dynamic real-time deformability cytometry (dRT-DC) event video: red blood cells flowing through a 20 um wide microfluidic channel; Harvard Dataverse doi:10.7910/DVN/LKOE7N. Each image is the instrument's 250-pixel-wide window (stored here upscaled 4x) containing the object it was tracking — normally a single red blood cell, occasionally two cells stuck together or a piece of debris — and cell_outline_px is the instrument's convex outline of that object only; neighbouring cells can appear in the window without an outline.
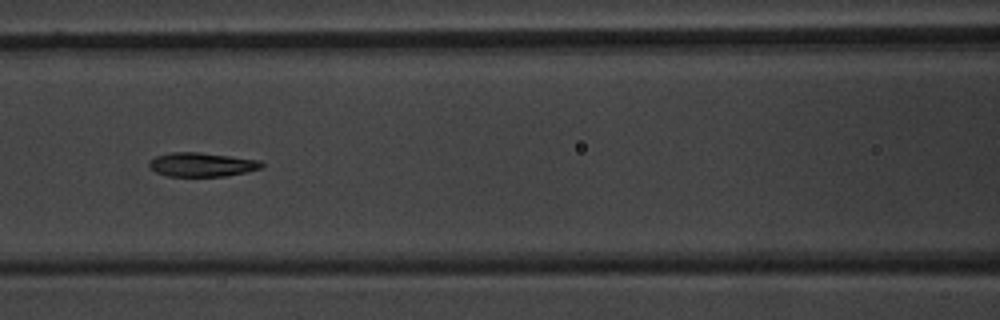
{"species": "common noctule bat (a hibernating species)", "species_latin": "Nyctalus noctula", "temperature_condition": "warm", "stored_images_in_passage": 12, "camera_frame_rate_fps": 3000, "um_per_image_px": 0.085, "animal": {"sex": "male", "body_mass_g": 20.1, "forearm_length_mm": 53.5}, "frame": {"image": 1, "passage_image": 9, "time_ms": 2.667, "image_size_px": [1000, 320], "cell_outline_px": [[264, 164], [260, 168], [244, 172], [224, 176], [168, 176], [156, 172], [148, 164], [148, 160], [156, 156], [172, 152], [200, 152], [260, 160]], "centroid_in_image_um": [17.13, 13.98], "position_along_channel_um": 149.5, "area_um2": 15.61}}